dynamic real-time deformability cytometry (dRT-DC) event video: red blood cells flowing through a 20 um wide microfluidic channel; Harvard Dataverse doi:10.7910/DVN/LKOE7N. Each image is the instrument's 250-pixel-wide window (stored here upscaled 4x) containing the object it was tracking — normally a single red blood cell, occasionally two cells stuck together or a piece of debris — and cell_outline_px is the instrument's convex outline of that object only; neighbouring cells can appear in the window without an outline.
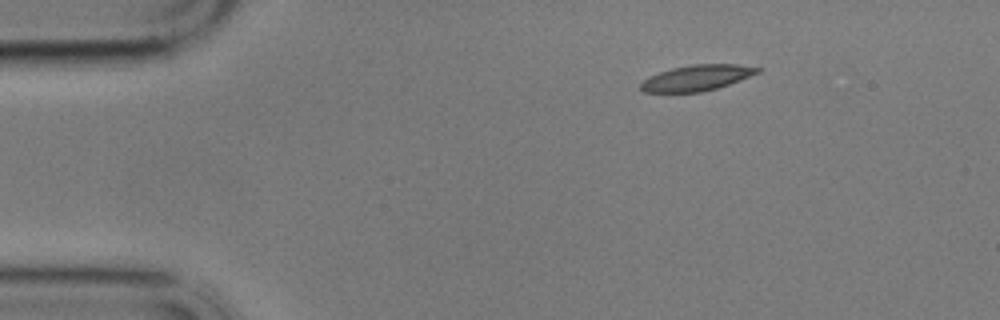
{"species": "common noctule bat (a hibernating species)", "species_latin": "Nyctalus noctula", "temperature_condition": "cold", "stored_images_in_passage": 50, "camera_frame_rate_fps": 3000, "um_per_image_px": 0.085, "animal": {"sex": "male", "body_mass_g": 17.9}, "frame": {"image": 1, "passage_image": 1, "time_ms": 0.0, "image_size_px": [1000, 320], "cell_outline_px": [[764, 68], [760, 72], [740, 80], [716, 88], [700, 92], [644, 92], [640, 88], [640, 84], [644, 80], [660, 72], [672, 68], [692, 64], [736, 64]], "centroid_in_image_um": [59.27, 6.61], "position_along_channel_um": 25.7, "area_um2": 17.34}}
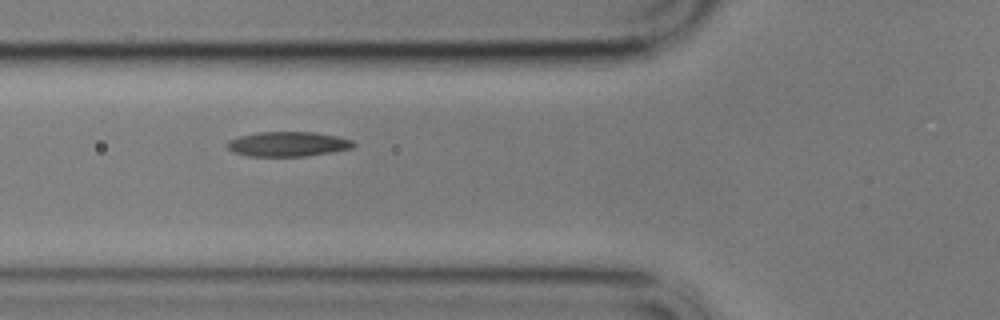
{"frame": {"image": 2, "passage_image": 13, "time_ms": 4.0, "image_size_px": [1000, 320], "cell_outline_px": [[356, 144], [352, 148], [332, 152], [304, 156], [248, 156], [236, 152], [228, 148], [224, 144], [228, 140], [240, 136], [260, 132], [316, 132], [336, 136], [352, 140]], "centroid_in_image_um": [24.47, 12.24], "position_along_channel_um": 101.3, "area_um2": 18.15}}
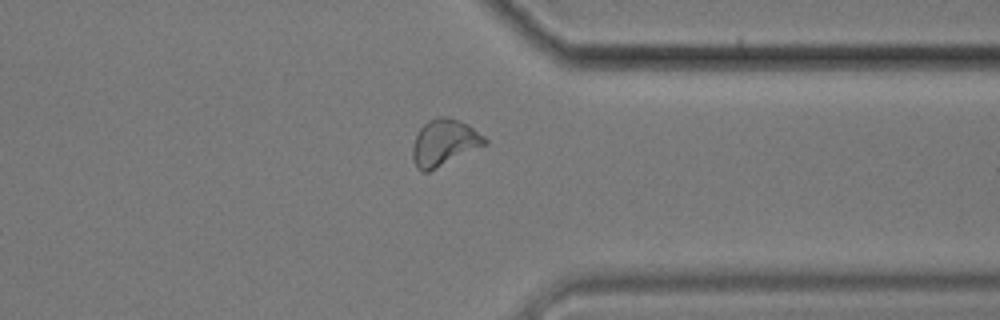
{"frame": {"image": 3, "passage_image": 37, "time_ms": 12.0, "image_size_px": [1000, 320], "cell_outline_px": [[488, 144], [428, 172], [420, 172], [416, 168], [412, 156], [412, 148], [416, 136], [420, 128], [428, 120], [440, 116], [444, 116], [460, 120], [468, 124], [484, 136], [488, 140]], "centroid_in_image_um": [37.76, 12.12], "position_along_channel_um": 373.6, "area_um2": 19.65}, "authors_computed_cell_mechanics": {"area_um2": 18.2648, "velocity_mm_per_s": 3.4375, "shape_relaxation_time_tau1_ms": 5.0447, "shape_relaxation_time_tau2_ms": 2.6602, "deformation_change_tau1": 0.1363, "deformation_change_tau2": 0.0777}}